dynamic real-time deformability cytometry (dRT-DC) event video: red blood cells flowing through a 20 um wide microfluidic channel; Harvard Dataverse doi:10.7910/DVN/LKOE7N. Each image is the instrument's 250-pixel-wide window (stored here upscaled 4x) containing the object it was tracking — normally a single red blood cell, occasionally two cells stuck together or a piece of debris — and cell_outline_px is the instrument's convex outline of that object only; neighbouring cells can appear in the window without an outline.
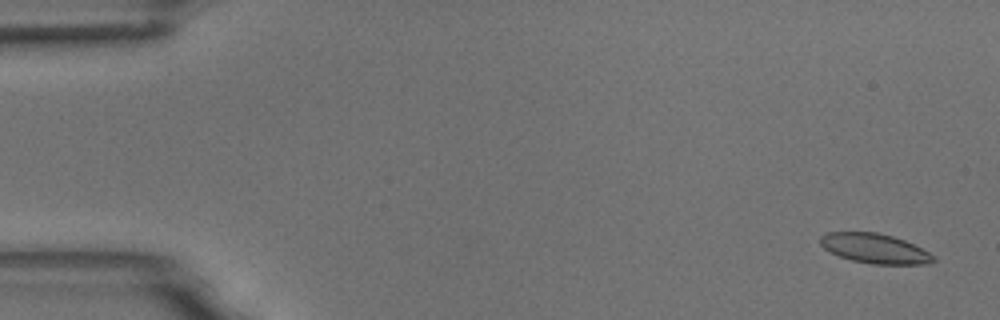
{"species": "common noctule bat (a hibernating species)", "species_latin": "Nyctalus noctula", "temperature_condition": "room temperature", "stored_images_in_passage": 55, "camera_frame_rate_fps": 3000, "um_per_image_px": 0.085, "animal": {"sex": "male", "body_mass_g": 18.8}, "frame": {"image": 1, "passage_image": 3, "time_ms": 0.667, "image_size_px": [1000, 320], "cell_outline_px": [[936, 260], [924, 264], [872, 264], [852, 260], [840, 256], [824, 248], [820, 244], [820, 236], [828, 232], [876, 232], [892, 236], [904, 240], [936, 256]], "centroid_in_image_um": [74.35, 21.12], "position_along_channel_um": 10.7, "area_um2": 19.36}}
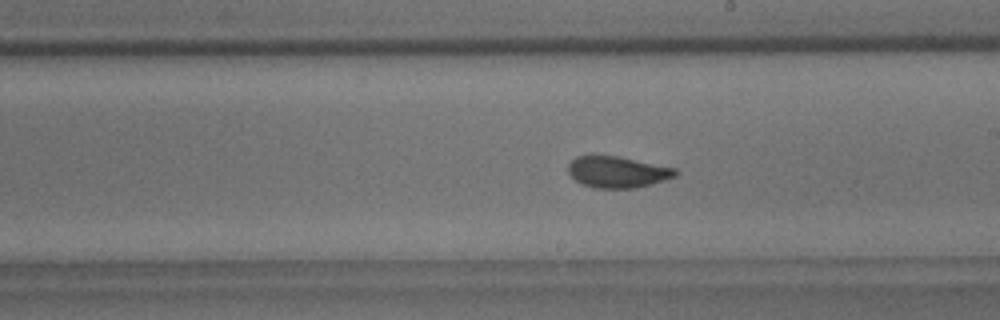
{"frame": {"image": 2, "passage_image": 32, "time_ms": 10.333, "image_size_px": [1000, 320], "cell_outline_px": [[680, 172], [676, 176], [652, 184], [636, 188], [592, 188], [580, 184], [568, 172], [568, 164], [576, 156], [592, 152], [620, 156], [676, 168]], "centroid_in_image_um": [52.45, 14.58], "position_along_channel_um": 236.6, "area_um2": 20.4}}
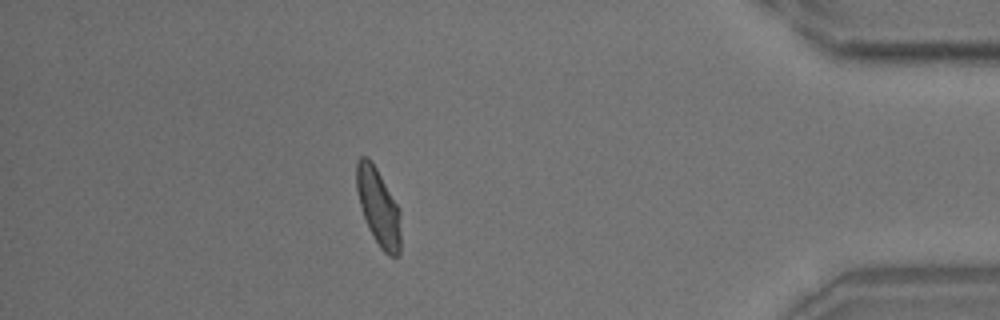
{"frame": {"image": 3, "passage_image": 49, "time_ms": 16.0, "image_size_px": [1000, 320], "cell_outline_px": [[400, 252], [396, 256], [388, 256], [380, 248], [372, 236], [368, 228], [360, 204], [356, 188], [356, 160], [360, 156], [368, 156], [376, 168], [400, 208]], "centroid_in_image_um": [32.16, 17.59], "position_along_channel_um": 403.0, "area_um2": 20.0}, "authors_computed_cell_mechanics": {"area_um2": 20.1144, "velocity_mm_per_s": 3.7003, "shape_relaxation_time_tau1_ms": 4.3655, "shape_relaxation_time_tau2_ms": 1.1499, "deformation_change_tau1": 0.1225, "deformation_change_tau2": 0.0601}}